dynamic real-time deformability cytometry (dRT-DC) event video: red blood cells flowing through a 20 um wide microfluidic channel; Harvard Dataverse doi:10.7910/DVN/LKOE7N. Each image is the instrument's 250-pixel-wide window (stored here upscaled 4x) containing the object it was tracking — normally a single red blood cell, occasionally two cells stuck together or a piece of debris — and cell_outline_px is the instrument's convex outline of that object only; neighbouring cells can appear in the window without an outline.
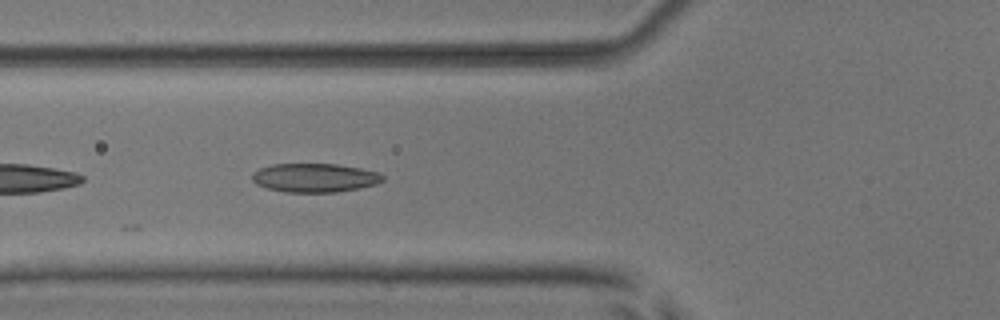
{"species": "common noctule bat (a hibernating species)", "species_latin": "Nyctalus noctula", "temperature_condition": "room temperature", "stored_images_in_passage": 21, "camera_frame_rate_fps": 3000, "um_per_image_px": 0.085, "animal": {"sex": "male", "body_mass_g": 17.9, "forearm_length_mm": 54.2}, "frame": {"image": 1, "passage_image": 4, "time_ms": 1.0, "image_size_px": [1000, 320], "cell_outline_px": [[384, 180], [376, 184], [360, 188], [336, 192], [284, 192], [268, 188], [256, 184], [252, 180], [252, 172], [260, 168], [272, 164], [336, 164], [360, 168], [376, 172], [384, 176]], "centroid_in_image_um": [26.73, 15.11], "position_along_channel_um": 99.1, "area_um2": 21.91}}
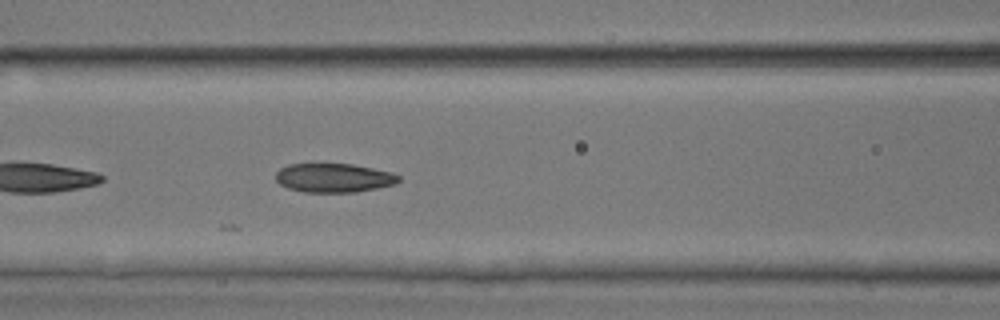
{"frame": {"image": 2, "passage_image": 7, "time_ms": 2.0, "image_size_px": [1000, 320], "cell_outline_px": [[400, 180], [396, 184], [356, 192], [304, 192], [288, 188], [280, 184], [276, 180], [276, 172], [280, 168], [288, 164], [352, 164], [392, 172], [400, 176]], "centroid_in_image_um": [28.38, 15.12], "position_along_channel_um": 138.2, "area_um2": 20.75}}
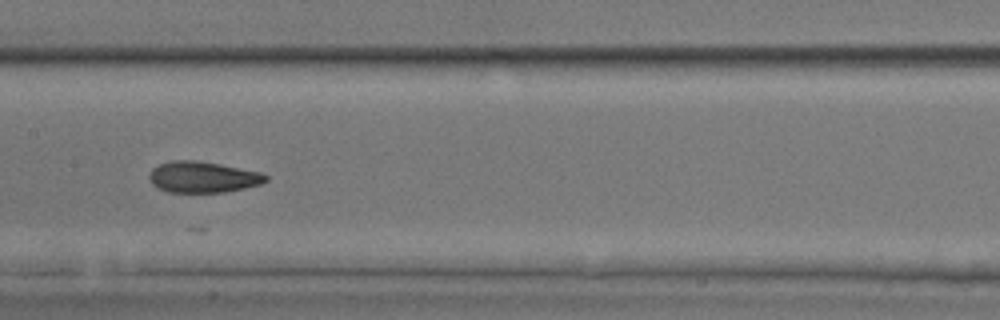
{"frame": {"image": 3, "passage_image": 11, "time_ms": 3.333, "image_size_px": [1000, 320], "cell_outline_px": [[268, 180], [260, 184], [244, 188], [224, 192], [168, 192], [156, 188], [152, 184], [148, 176], [152, 168], [160, 164], [172, 160], [196, 160], [220, 164], [260, 172], [268, 176]], "centroid_in_image_um": [17.21, 15.05], "position_along_channel_um": 190.2, "area_um2": 21.15}}